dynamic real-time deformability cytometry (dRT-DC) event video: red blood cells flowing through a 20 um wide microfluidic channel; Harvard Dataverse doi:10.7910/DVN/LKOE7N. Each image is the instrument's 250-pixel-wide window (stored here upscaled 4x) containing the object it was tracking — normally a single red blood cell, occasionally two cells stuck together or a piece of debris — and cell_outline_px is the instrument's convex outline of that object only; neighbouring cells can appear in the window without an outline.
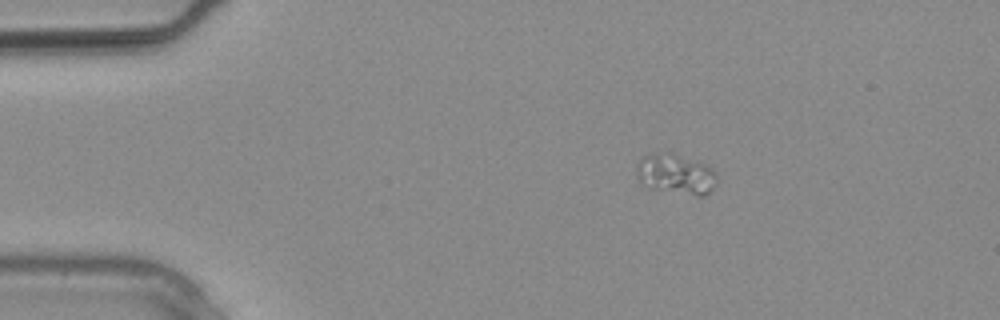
{"species": "common noctule bat (a hibernating species)", "species_latin": "Nyctalus noctula", "temperature_condition": "warm", "stored_images_in_passage": 1, "camera_frame_rate_fps": 3000, "um_per_image_px": 0.085, "animal": {"sex": "male", "body_mass_g": 20.4}, "frame": {"image": 1, "passage_image": 1, "time_ms": 0.0, "image_size_px": [1000, 320], "cell_outline_px": [[716, 184], [704, 196], [696, 196], [648, 188], [640, 180], [636, 172], [636, 164], [644, 156], [672, 152], [712, 168], [716, 172]], "centroid_in_image_um": [57.44, 14.83], "position_along_channel_um": 27.6, "area_um2": 18.55}}